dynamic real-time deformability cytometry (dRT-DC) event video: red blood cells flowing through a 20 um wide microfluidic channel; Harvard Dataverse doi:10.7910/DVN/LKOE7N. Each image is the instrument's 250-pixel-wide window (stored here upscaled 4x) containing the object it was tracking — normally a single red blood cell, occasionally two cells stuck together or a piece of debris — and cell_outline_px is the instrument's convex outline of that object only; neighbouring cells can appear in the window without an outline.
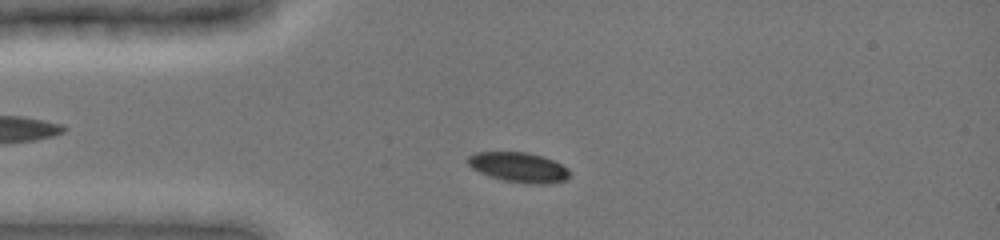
{"species": "common noctule bat (a hibernating species)", "species_latin": "Nyctalus noctula", "temperature_condition": "cold", "stored_images_in_passage": 40, "camera_frame_rate_fps": 3000, "um_per_image_px": 0.085, "animal": {"sex": "female", "body_mass_g": 19.0, "forearm_length_mm": 51.5}, "frame": {"image": 1, "passage_image": 7, "time_ms": 2.0, "image_size_px": [1000, 240], "cell_outline_px": [[572, 172], [564, 180], [548, 184], [528, 184], [504, 180], [480, 172], [472, 168], [468, 164], [468, 156], [476, 152], [528, 152], [544, 156], [568, 168]], "centroid_in_image_um": [44.12, 14.21], "position_along_channel_um": 40.9, "area_um2": 17.69}}
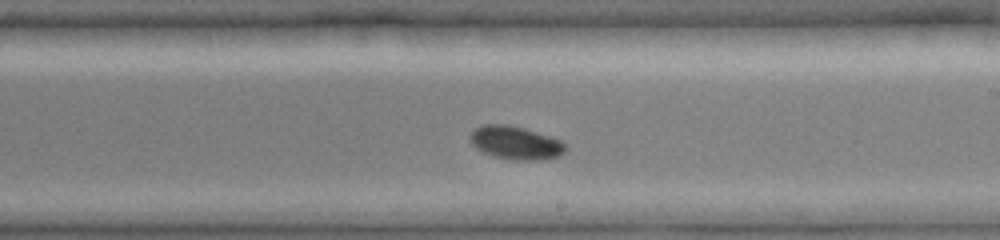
{"frame": {"image": 2, "passage_image": 24, "time_ms": 7.667, "image_size_px": [1000, 240], "cell_outline_px": [[568, 148], [560, 156], [540, 160], [512, 160], [492, 156], [476, 148], [468, 140], [468, 136], [476, 128], [484, 124], [508, 124], [524, 128], [560, 140]], "centroid_in_image_um": [43.8, 12.14], "position_along_channel_um": 245.2, "area_um2": 18.55}}
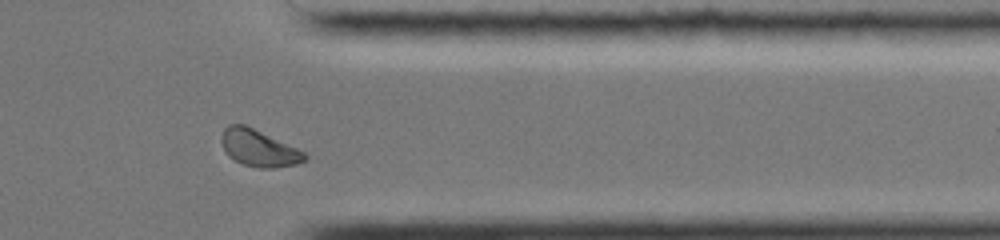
{"frame": {"image": 3, "passage_image": 35, "time_ms": 11.333, "image_size_px": [1000, 240], "cell_outline_px": [[308, 156], [304, 160], [296, 164], [272, 168], [256, 168], [244, 164], [228, 156], [220, 140], [220, 136], [224, 128], [228, 124], [244, 124], [296, 148], [304, 152]], "centroid_in_image_um": [21.95, 12.58], "position_along_channel_um": 389.4, "area_um2": 17.57}, "authors_computed_cell_mechanics": {"area_um2": 18.3515, "velocity_mm_per_s": 3.9177, "shape_relaxation_time_tau1_ms": 1.8358, "shape_relaxation_time_tau2_ms": null, "deformation_change_tau1": 0.0773, "deformation_change_tau2": null}}